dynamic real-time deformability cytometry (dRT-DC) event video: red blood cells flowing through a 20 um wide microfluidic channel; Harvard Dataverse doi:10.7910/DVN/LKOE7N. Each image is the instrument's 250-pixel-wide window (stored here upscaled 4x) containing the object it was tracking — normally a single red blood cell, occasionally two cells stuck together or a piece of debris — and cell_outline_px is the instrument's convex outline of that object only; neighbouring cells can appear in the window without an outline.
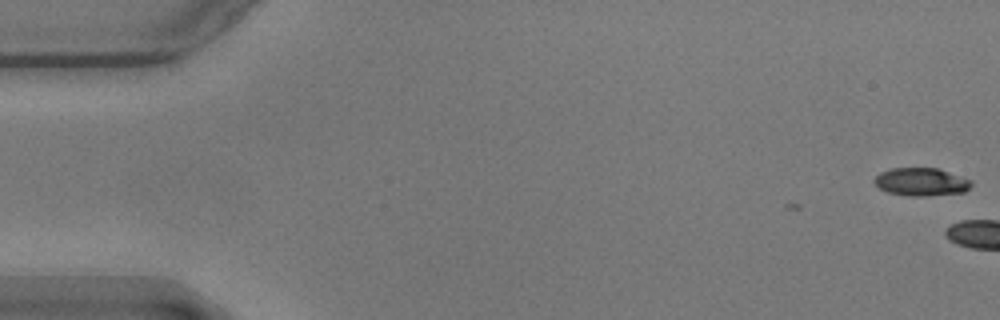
{"species": "common noctule bat (a hibernating species)", "species_latin": "Nyctalus noctula", "temperature_condition": "warm", "stored_images_in_passage": 3, "camera_frame_rate_fps": 3000, "um_per_image_px": 0.085, "animal": {"sex": "male", "body_mass_g": 17.9}, "frame": {"image": 1, "passage_image": 1, "time_ms": 0.0, "image_size_px": [1000, 320], "cell_outline_px": [[972, 184], [964, 192], [928, 196], [908, 196], [888, 192], [880, 188], [872, 180], [880, 172], [888, 168], [936, 168], [972, 180]], "centroid_in_image_um": [78.28, 15.46], "position_along_channel_um": 6.7, "area_um2": 15.78}}